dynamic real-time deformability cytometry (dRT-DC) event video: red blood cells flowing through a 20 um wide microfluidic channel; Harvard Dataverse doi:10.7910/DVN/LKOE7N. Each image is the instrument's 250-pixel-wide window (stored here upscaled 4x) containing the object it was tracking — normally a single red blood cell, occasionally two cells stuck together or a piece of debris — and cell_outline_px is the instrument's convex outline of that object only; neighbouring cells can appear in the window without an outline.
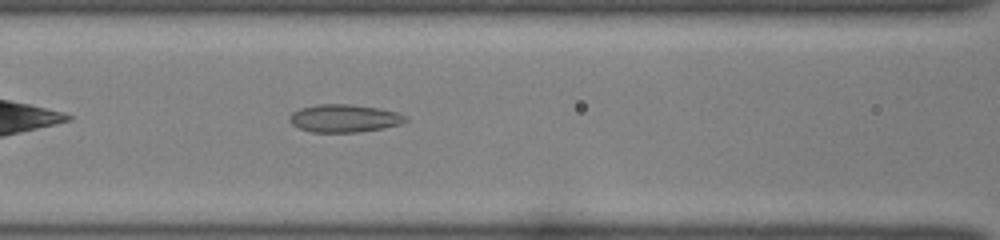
{"species": "common noctule bat (a hibernating species)", "species_latin": "Nyctalus noctula", "temperature_condition": "room temperature", "stored_images_in_passage": 31, "camera_frame_rate_fps": 3000, "um_per_image_px": 0.085, "animal": {"sex": "female", "body_mass_g": 22.0, "forearm_length_mm": 56.7}, "frame": {"image": 1, "passage_image": 7, "time_ms": 2.0, "image_size_px": [1000, 240], "cell_outline_px": [[408, 120], [400, 124], [384, 128], [360, 132], [312, 132], [300, 128], [292, 124], [292, 112], [300, 108], [316, 104], [348, 104], [376, 108], [396, 112], [408, 116]], "centroid_in_image_um": [29.3, 10.06], "position_along_channel_um": 137.3, "area_um2": 18.61}}
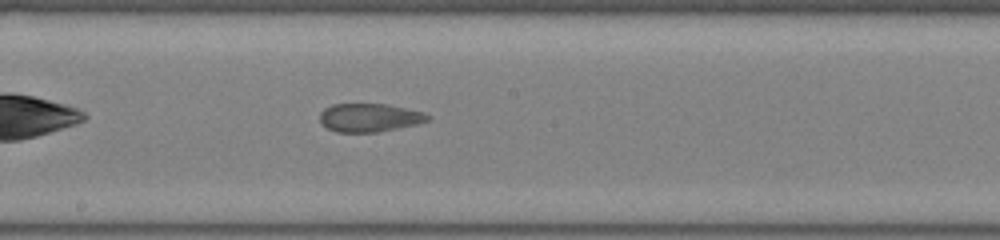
{"frame": {"image": 2, "passage_image": 13, "time_ms": 4.0, "image_size_px": [1000, 240], "cell_outline_px": [[432, 116], [428, 120], [416, 124], [376, 132], [336, 132], [328, 128], [320, 120], [320, 112], [324, 108], [332, 104], [388, 104], [424, 112]], "centroid_in_image_um": [31.4, 9.99], "position_along_channel_um": 216.8, "area_um2": 17.74}}
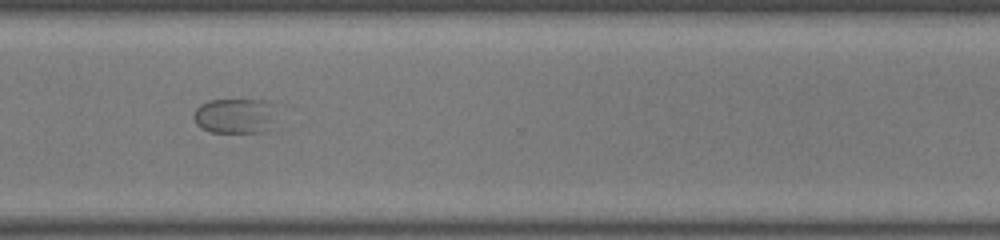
{"frame": {"image": 3, "passage_image": 23, "time_ms": 7.333, "image_size_px": [1000, 240], "cell_outline_px": [[288, 104], [272, 128], [264, 132], [208, 132], [200, 128], [196, 124], [196, 108], [200, 104], [208, 100], [280, 100]], "centroid_in_image_um": [20.31, 9.81], "position_along_channel_um": 350.3, "area_um2": 18.61}}